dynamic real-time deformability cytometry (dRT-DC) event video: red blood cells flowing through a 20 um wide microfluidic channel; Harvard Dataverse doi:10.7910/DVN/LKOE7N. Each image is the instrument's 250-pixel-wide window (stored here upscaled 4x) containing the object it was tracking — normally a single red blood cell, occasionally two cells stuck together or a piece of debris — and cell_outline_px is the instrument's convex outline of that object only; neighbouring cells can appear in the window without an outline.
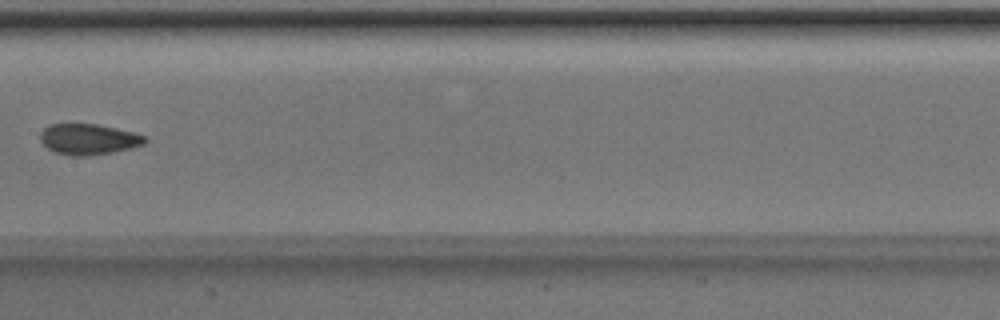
{"species": "Egyptian fruit bat (a non-hibernating species)", "species_latin": "Rousettus aegyptiacus", "temperature_condition": "room temperature", "stored_images_in_passage": 7, "camera_frame_rate_fps": 3000, "um_per_image_px": 0.085, "animal": {"sex": "male"}, "frame": {"image": 1, "passage_image": 7, "time_ms": 2.0, "image_size_px": [1000, 320], "cell_outline_px": [[148, 140], [144, 144], [132, 148], [92, 156], [68, 156], [52, 152], [40, 140], [40, 132], [48, 124], [96, 124], [116, 128], [148, 136]], "centroid_in_image_um": [7.52, 11.85], "position_along_channel_um": 199.9, "area_um2": 19.07}}